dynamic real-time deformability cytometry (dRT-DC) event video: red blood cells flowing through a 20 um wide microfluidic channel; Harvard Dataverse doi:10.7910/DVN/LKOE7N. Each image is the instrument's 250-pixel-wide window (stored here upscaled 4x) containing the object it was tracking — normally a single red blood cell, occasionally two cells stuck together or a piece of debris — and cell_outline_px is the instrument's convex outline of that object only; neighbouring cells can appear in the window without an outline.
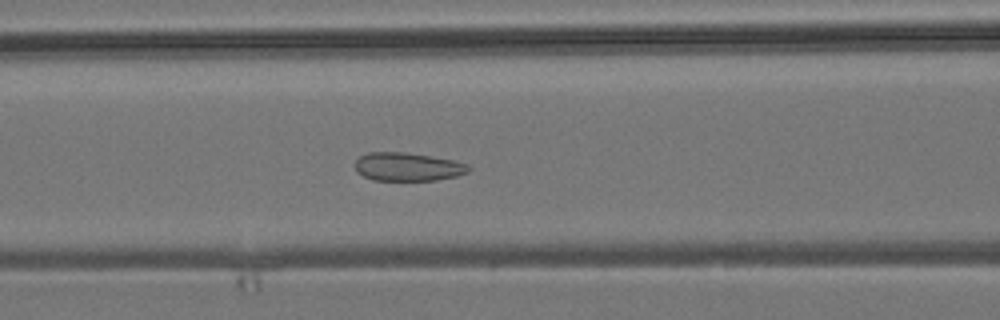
{"species": "common noctule bat (a hibernating species)", "species_latin": "Nyctalus noctula", "temperature_condition": "room temperature", "stored_images_in_passage": 54, "camera_frame_rate_fps": 3000, "um_per_image_px": 0.085, "animal": {"sex": "male", "body_mass_g": 19.2, "forearm_length_mm": 51.8}, "frame": {"image": 1, "passage_image": 22, "time_ms": 7.0, "image_size_px": [1000, 320], "cell_outline_px": [[472, 168], [468, 172], [456, 176], [436, 180], [372, 180], [356, 172], [356, 160], [360, 156], [368, 152], [404, 152], [452, 160], [468, 164]], "centroid_in_image_um": [34.65, 14.18], "position_along_channel_um": 132.0, "area_um2": 18.67}}
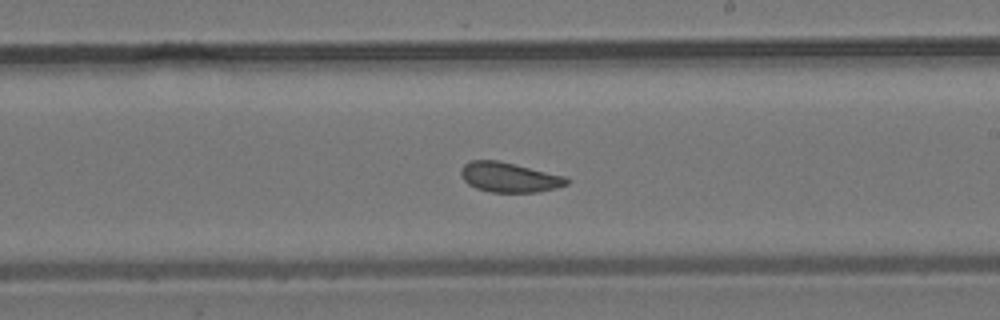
{"frame": {"image": 2, "passage_image": 31, "time_ms": 10.0, "image_size_px": [1000, 320], "cell_outline_px": [[572, 180], [568, 184], [556, 188], [540, 192], [488, 192], [476, 188], [468, 184], [464, 180], [460, 172], [460, 168], [468, 160], [496, 160], [568, 176]], "centroid_in_image_um": [43.32, 15.07], "position_along_channel_um": 245.7, "area_um2": 18.67}}
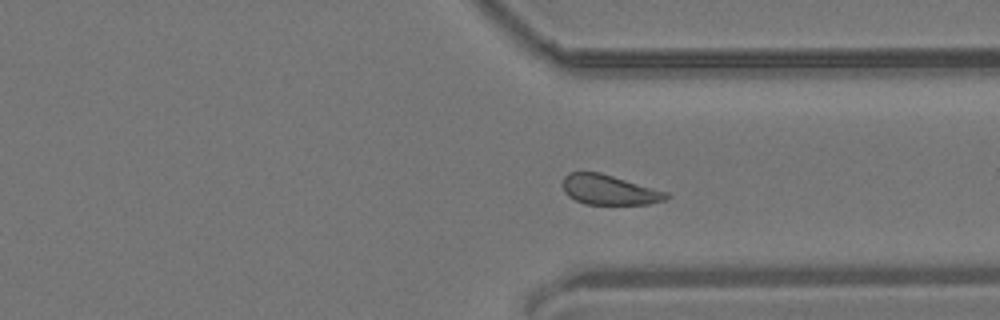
{"frame": {"image": 3, "passage_image": 40, "time_ms": 13.0, "image_size_px": [1000, 320], "cell_outline_px": [[672, 196], [664, 200], [648, 204], [584, 204], [568, 196], [564, 192], [564, 176], [568, 172], [600, 172], [668, 192]], "centroid_in_image_um": [51.8, 16.13], "position_along_channel_um": 359.6, "area_um2": 18.03}, "authors_computed_cell_mechanics": {"area_um2": 19.2474, "velocity_mm_per_s": 3.8042, "shape_relaxation_time_tau1_ms": null, "shape_relaxation_time_tau2_ms": 1.4062, "deformation_change_tau1": null, "deformation_change_tau2": 0.0735}}